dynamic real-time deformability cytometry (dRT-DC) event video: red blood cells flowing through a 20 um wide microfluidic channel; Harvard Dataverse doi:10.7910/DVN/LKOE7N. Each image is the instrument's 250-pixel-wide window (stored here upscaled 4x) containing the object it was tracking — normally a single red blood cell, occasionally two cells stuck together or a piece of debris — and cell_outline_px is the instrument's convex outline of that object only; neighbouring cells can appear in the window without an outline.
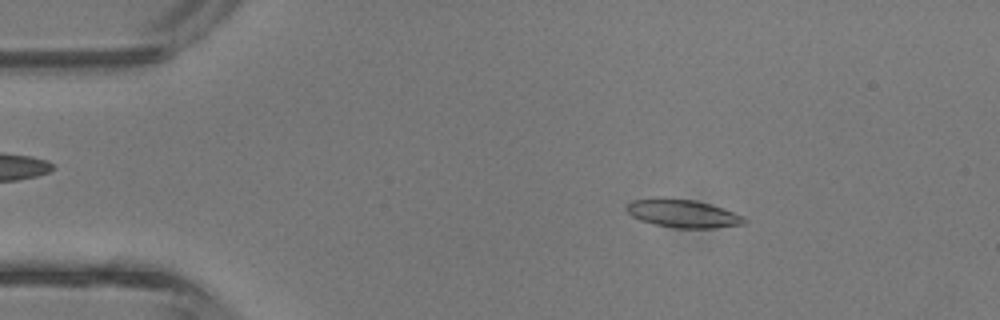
{"species": "common noctule bat (a hibernating species)", "species_latin": "Nyctalus noctula", "temperature_condition": "room temperature", "stored_images_in_passage": 41, "camera_frame_rate_fps": 3000, "um_per_image_px": 0.085, "animal": {"sex": "male", "body_mass_g": 13.3}, "frame": {"image": 1, "passage_image": 6, "time_ms": 1.667, "image_size_px": [1000, 320], "cell_outline_px": [[748, 220], [744, 224], [712, 228], [676, 228], [656, 224], [640, 220], [632, 216], [624, 208], [632, 200], [660, 196], [692, 200], [708, 204], [744, 216]], "centroid_in_image_um": [57.99, 18.13], "position_along_channel_um": 27.0, "area_um2": 19.25}}
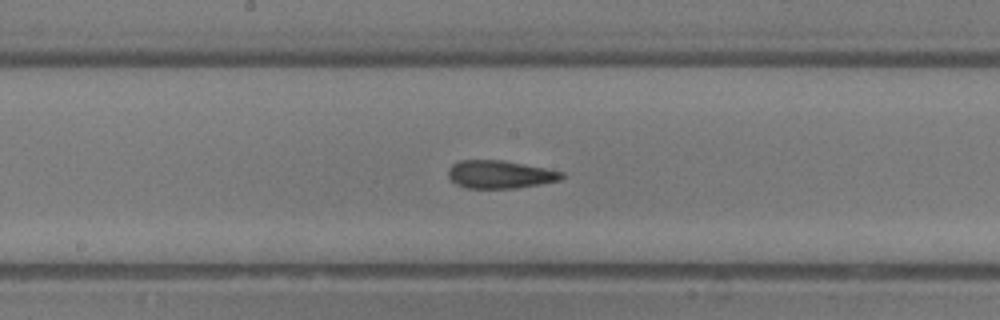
{"frame": {"image": 2, "passage_image": 21, "time_ms": 6.667, "image_size_px": [1000, 320], "cell_outline_px": [[564, 176], [560, 180], [540, 184], [516, 188], [468, 188], [456, 184], [448, 176], [448, 168], [452, 164], [460, 160], [504, 160], [564, 172]], "centroid_in_image_um": [42.48, 14.82], "position_along_channel_um": 205.7, "area_um2": 18.44}}
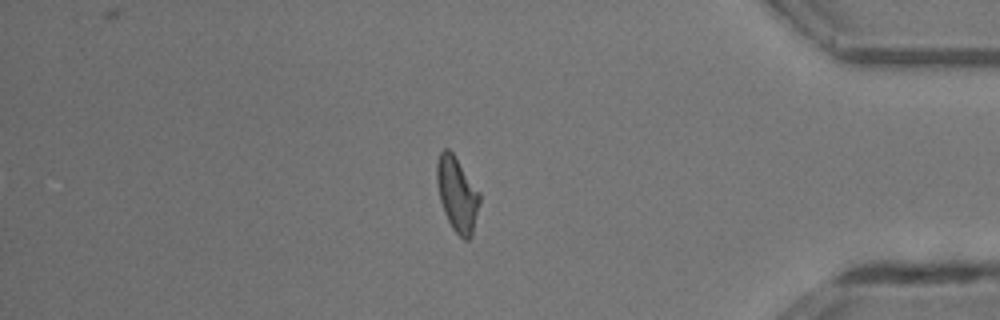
{"frame": {"image": 3, "passage_image": 35, "time_ms": 11.333, "image_size_px": [1000, 320], "cell_outline_px": [[480, 200], [472, 236], [468, 240], [464, 240], [452, 228], [444, 212], [440, 200], [436, 180], [436, 164], [440, 152], [444, 148], [448, 148], [452, 152], [480, 192]], "centroid_in_image_um": [38.85, 16.51], "position_along_channel_um": 396.3, "area_um2": 18.55}, "authors_computed_cell_mechanics": {"area_um2": 18.6116, "velocity_mm_per_s": 4.8147, "shape_relaxation_time_tau1_ms": null, "shape_relaxation_time_tau2_ms": 2.3871, "deformation_change_tau1": null, "deformation_change_tau2": 0.1104}}